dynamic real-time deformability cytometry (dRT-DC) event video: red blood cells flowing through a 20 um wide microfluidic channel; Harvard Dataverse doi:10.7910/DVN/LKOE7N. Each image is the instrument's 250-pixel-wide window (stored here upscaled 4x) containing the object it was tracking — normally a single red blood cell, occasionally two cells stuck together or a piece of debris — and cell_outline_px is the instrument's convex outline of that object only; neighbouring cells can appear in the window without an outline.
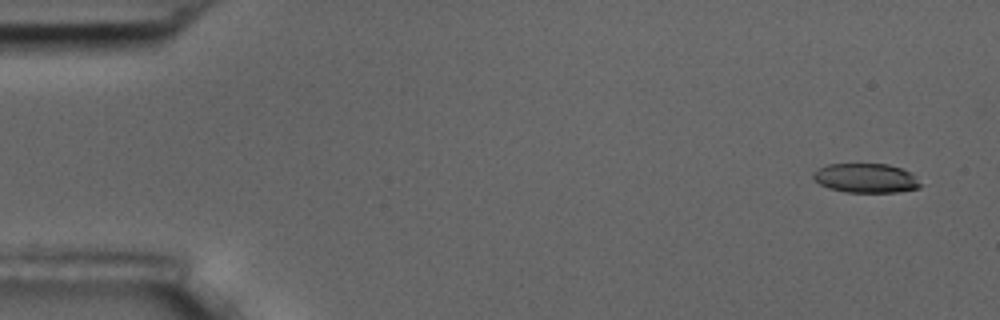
{"species": "common noctule bat (a hibernating species)", "species_latin": "Nyctalus noctula", "temperature_condition": "room temperature", "stored_images_in_passage": 5, "camera_frame_rate_fps": 3000, "um_per_image_px": 0.085, "animal": {"sex": "male", "body_mass_g": 17.5, "forearm_length_mm": 52.3}, "frame": {"image": 1, "passage_image": 1, "time_ms": 0.0, "image_size_px": [1000, 320], "cell_outline_px": [[924, 184], [920, 188], [896, 192], [848, 192], [828, 188], [820, 184], [812, 176], [812, 172], [828, 164], [888, 164], [900, 168], [908, 172]], "centroid_in_image_um": [73.61, 15.14], "position_along_channel_um": 11.4, "area_um2": 18.21}}
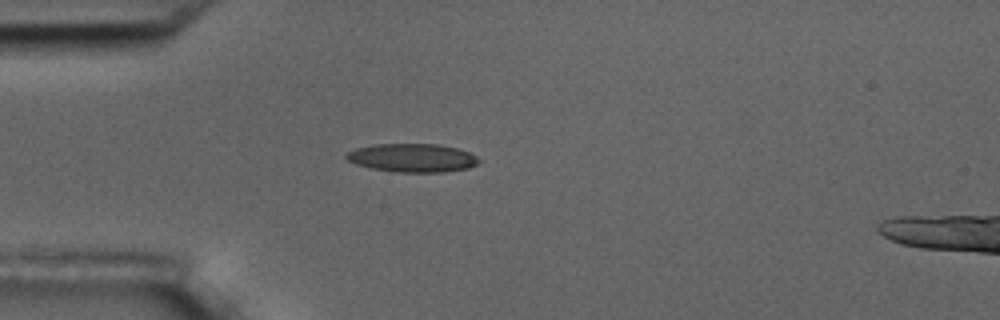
{"frame": {"image": 2, "passage_image": 4, "time_ms": 4.333, "image_size_px": [1000, 320], "cell_outline_px": [[480, 160], [476, 164], [468, 168], [444, 172], [400, 172], [372, 168], [356, 164], [348, 160], [344, 156], [348, 152], [356, 148], [372, 144], [436, 144], [456, 148], [468, 152], [476, 156]], "centroid_in_image_um": [35.04, 13.41], "position_along_channel_um": 50.0, "area_um2": 21.79}}